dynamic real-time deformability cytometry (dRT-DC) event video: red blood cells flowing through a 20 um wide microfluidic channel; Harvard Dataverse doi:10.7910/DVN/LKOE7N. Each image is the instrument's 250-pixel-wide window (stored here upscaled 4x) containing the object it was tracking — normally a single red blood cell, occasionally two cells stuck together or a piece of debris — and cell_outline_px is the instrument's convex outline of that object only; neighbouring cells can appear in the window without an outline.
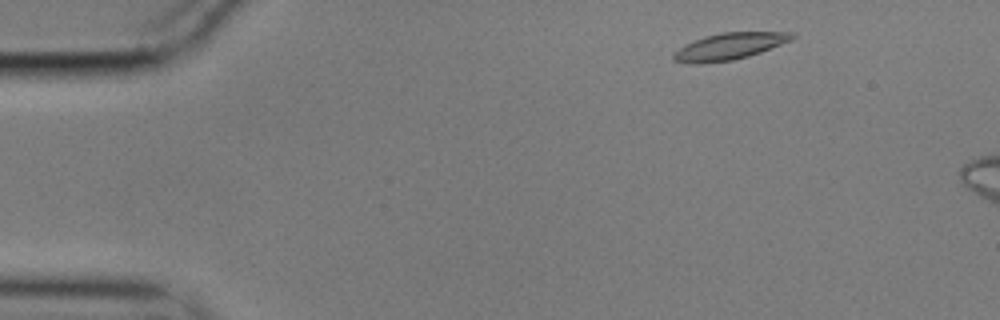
{"species": "common noctule bat (a hibernating species)", "species_latin": "Nyctalus noctula", "temperature_condition": "cold", "stored_images_in_passage": 10, "camera_frame_rate_fps": 3000, "um_per_image_px": 0.085, "animal": {"sex": "male", "body_mass_g": 17.9}, "frame": {"image": 1, "passage_image": 4, "time_ms": 1.0, "image_size_px": [1000, 320], "cell_outline_px": [[796, 36], [792, 40], [760, 52], [748, 56], [732, 60], [696, 64], [672, 60], [672, 52], [684, 44], [704, 36], [724, 32], [796, 32]], "centroid_in_image_um": [61.97, 3.93], "position_along_channel_um": 23.0, "area_um2": 18.5}}